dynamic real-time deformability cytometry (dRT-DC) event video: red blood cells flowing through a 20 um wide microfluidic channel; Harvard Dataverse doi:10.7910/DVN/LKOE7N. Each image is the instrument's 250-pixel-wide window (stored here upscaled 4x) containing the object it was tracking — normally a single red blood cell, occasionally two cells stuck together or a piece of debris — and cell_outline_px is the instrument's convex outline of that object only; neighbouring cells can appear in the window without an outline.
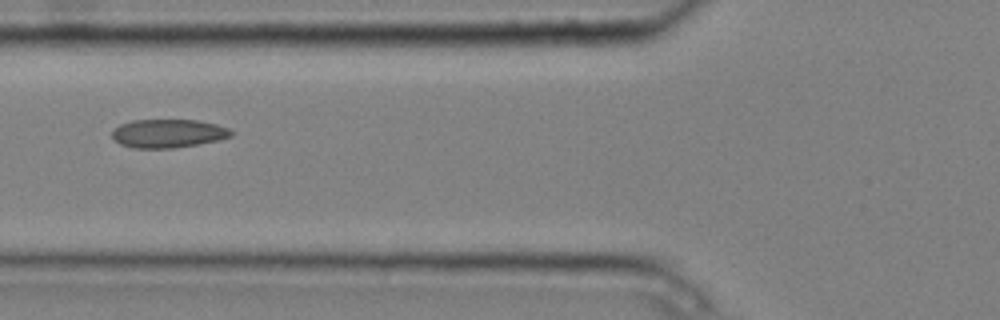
{"species": "common noctule bat (a hibernating species)", "species_latin": "Nyctalus noctula", "temperature_condition": "cold", "stored_images_in_passage": 7, "camera_frame_rate_fps": 3000, "um_per_image_px": 0.085, "animal": {"sex": "male", "body_mass_g": 20.4}, "frame": {"image": 1, "passage_image": 5, "time_ms": 1.333, "image_size_px": [1000, 320], "cell_outline_px": [[232, 136], [216, 140], [196, 144], [172, 148], [132, 148], [120, 144], [112, 140], [112, 132], [120, 124], [132, 120], [196, 120], [216, 124], [228, 128], [232, 132]], "centroid_in_image_um": [14.24, 11.34], "position_along_channel_um": 111.6, "area_um2": 19.65}}
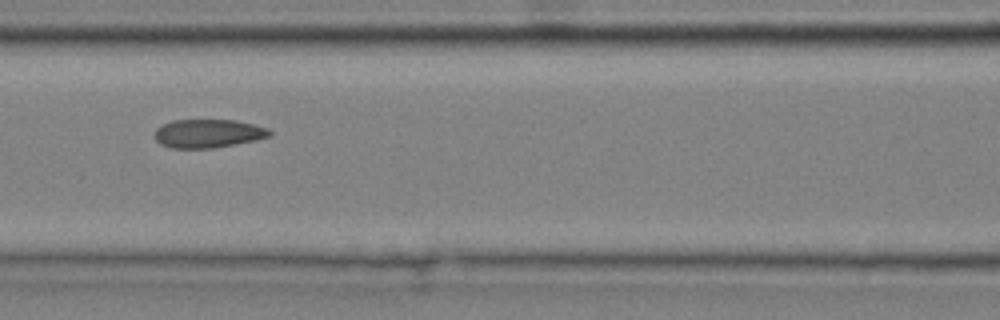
{"frame": {"image": 2, "passage_image": 6, "time_ms": 1.667, "image_size_px": [1000, 320], "cell_outline_px": [[272, 132], [268, 136], [256, 140], [212, 148], [172, 148], [160, 144], [156, 140], [156, 128], [172, 120], [236, 120], [268, 128]], "centroid_in_image_um": [17.68, 11.34], "position_along_channel_um": 148.9, "area_um2": 18.9}}
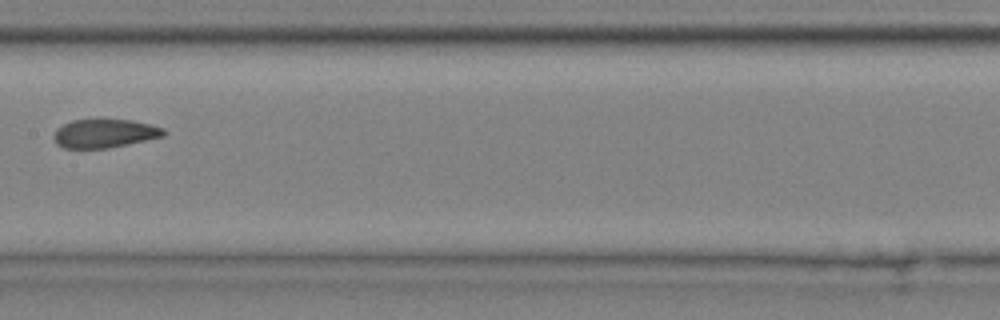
{"frame": {"image": 3, "passage_image": 7, "time_ms": 2.0, "image_size_px": [1000, 320], "cell_outline_px": [[168, 132], [164, 136], [108, 148], [64, 148], [56, 144], [52, 136], [56, 128], [72, 120], [132, 120], [152, 124], [164, 128]], "centroid_in_image_um": [8.89, 11.34], "position_along_channel_um": 198.5, "area_um2": 18.38}}